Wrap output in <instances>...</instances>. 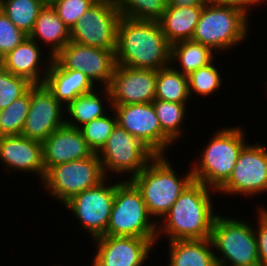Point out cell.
I'll list each match as a JSON object with an SVG mask.
<instances>
[{
  "instance_id": "8",
  "label": "cell",
  "mask_w": 267,
  "mask_h": 266,
  "mask_svg": "<svg viewBox=\"0 0 267 266\" xmlns=\"http://www.w3.org/2000/svg\"><path fill=\"white\" fill-rule=\"evenodd\" d=\"M105 179L98 154L93 153L87 158L51 167L41 184L54 200L65 204L74 195L98 186Z\"/></svg>"
},
{
  "instance_id": "37",
  "label": "cell",
  "mask_w": 267,
  "mask_h": 266,
  "mask_svg": "<svg viewBox=\"0 0 267 266\" xmlns=\"http://www.w3.org/2000/svg\"><path fill=\"white\" fill-rule=\"evenodd\" d=\"M258 226L254 228L260 266H267V209L257 206Z\"/></svg>"
},
{
  "instance_id": "4",
  "label": "cell",
  "mask_w": 267,
  "mask_h": 266,
  "mask_svg": "<svg viewBox=\"0 0 267 266\" xmlns=\"http://www.w3.org/2000/svg\"><path fill=\"white\" fill-rule=\"evenodd\" d=\"M244 133L241 126L217 130L191 167L194 181L218 191L231 176L240 151L248 143Z\"/></svg>"
},
{
  "instance_id": "26",
  "label": "cell",
  "mask_w": 267,
  "mask_h": 266,
  "mask_svg": "<svg viewBox=\"0 0 267 266\" xmlns=\"http://www.w3.org/2000/svg\"><path fill=\"white\" fill-rule=\"evenodd\" d=\"M214 55L211 48L199 42L193 40L179 41L170 47V65L182 74L189 75L191 72L212 63L215 60ZM176 62L178 66L180 64V68L176 67Z\"/></svg>"
},
{
  "instance_id": "20",
  "label": "cell",
  "mask_w": 267,
  "mask_h": 266,
  "mask_svg": "<svg viewBox=\"0 0 267 266\" xmlns=\"http://www.w3.org/2000/svg\"><path fill=\"white\" fill-rule=\"evenodd\" d=\"M41 51L38 43L27 37L0 60V65L14 75L27 78L33 84H42L45 82L53 58L47 55V60L43 61L44 55ZM41 60L46 65L44 63L42 65Z\"/></svg>"
},
{
  "instance_id": "27",
  "label": "cell",
  "mask_w": 267,
  "mask_h": 266,
  "mask_svg": "<svg viewBox=\"0 0 267 266\" xmlns=\"http://www.w3.org/2000/svg\"><path fill=\"white\" fill-rule=\"evenodd\" d=\"M155 99L188 103L190 98L188 76L171 65L157 71Z\"/></svg>"
},
{
  "instance_id": "40",
  "label": "cell",
  "mask_w": 267,
  "mask_h": 266,
  "mask_svg": "<svg viewBox=\"0 0 267 266\" xmlns=\"http://www.w3.org/2000/svg\"><path fill=\"white\" fill-rule=\"evenodd\" d=\"M45 4H52L55 0H43Z\"/></svg>"
},
{
  "instance_id": "16",
  "label": "cell",
  "mask_w": 267,
  "mask_h": 266,
  "mask_svg": "<svg viewBox=\"0 0 267 266\" xmlns=\"http://www.w3.org/2000/svg\"><path fill=\"white\" fill-rule=\"evenodd\" d=\"M96 247L92 266H144L157 239L131 236H100L93 239Z\"/></svg>"
},
{
  "instance_id": "11",
  "label": "cell",
  "mask_w": 267,
  "mask_h": 266,
  "mask_svg": "<svg viewBox=\"0 0 267 266\" xmlns=\"http://www.w3.org/2000/svg\"><path fill=\"white\" fill-rule=\"evenodd\" d=\"M107 179L98 186L74 195L63 205L72 212L92 240L105 234L111 215L116 182L112 184Z\"/></svg>"
},
{
  "instance_id": "18",
  "label": "cell",
  "mask_w": 267,
  "mask_h": 266,
  "mask_svg": "<svg viewBox=\"0 0 267 266\" xmlns=\"http://www.w3.org/2000/svg\"><path fill=\"white\" fill-rule=\"evenodd\" d=\"M0 164L4 170L12 172H31L40 177L41 183L45 177L42 143L24 137L22 134L0 136ZM14 170V171H12Z\"/></svg>"
},
{
  "instance_id": "10",
  "label": "cell",
  "mask_w": 267,
  "mask_h": 266,
  "mask_svg": "<svg viewBox=\"0 0 267 266\" xmlns=\"http://www.w3.org/2000/svg\"><path fill=\"white\" fill-rule=\"evenodd\" d=\"M121 13L112 0H98L70 29V41L115 51Z\"/></svg>"
},
{
  "instance_id": "6",
  "label": "cell",
  "mask_w": 267,
  "mask_h": 266,
  "mask_svg": "<svg viewBox=\"0 0 267 266\" xmlns=\"http://www.w3.org/2000/svg\"><path fill=\"white\" fill-rule=\"evenodd\" d=\"M248 18L239 9L206 2L191 40L217 53L232 50L249 35Z\"/></svg>"
},
{
  "instance_id": "33",
  "label": "cell",
  "mask_w": 267,
  "mask_h": 266,
  "mask_svg": "<svg viewBox=\"0 0 267 266\" xmlns=\"http://www.w3.org/2000/svg\"><path fill=\"white\" fill-rule=\"evenodd\" d=\"M112 112L110 116L106 114L101 118L91 120L79 128L93 153H98L101 150L117 124L116 115L113 110Z\"/></svg>"
},
{
  "instance_id": "34",
  "label": "cell",
  "mask_w": 267,
  "mask_h": 266,
  "mask_svg": "<svg viewBox=\"0 0 267 266\" xmlns=\"http://www.w3.org/2000/svg\"><path fill=\"white\" fill-rule=\"evenodd\" d=\"M32 85L27 78L14 75L0 65V110L23 96Z\"/></svg>"
},
{
  "instance_id": "28",
  "label": "cell",
  "mask_w": 267,
  "mask_h": 266,
  "mask_svg": "<svg viewBox=\"0 0 267 266\" xmlns=\"http://www.w3.org/2000/svg\"><path fill=\"white\" fill-rule=\"evenodd\" d=\"M44 6L43 0H0V9L28 36Z\"/></svg>"
},
{
  "instance_id": "22",
  "label": "cell",
  "mask_w": 267,
  "mask_h": 266,
  "mask_svg": "<svg viewBox=\"0 0 267 266\" xmlns=\"http://www.w3.org/2000/svg\"><path fill=\"white\" fill-rule=\"evenodd\" d=\"M28 37L37 43L42 40L46 47L48 45V53L53 58L70 42V28L64 24L51 4H45Z\"/></svg>"
},
{
  "instance_id": "23",
  "label": "cell",
  "mask_w": 267,
  "mask_h": 266,
  "mask_svg": "<svg viewBox=\"0 0 267 266\" xmlns=\"http://www.w3.org/2000/svg\"><path fill=\"white\" fill-rule=\"evenodd\" d=\"M204 6H167L159 20L167 42L172 45L179 41L191 40Z\"/></svg>"
},
{
  "instance_id": "12",
  "label": "cell",
  "mask_w": 267,
  "mask_h": 266,
  "mask_svg": "<svg viewBox=\"0 0 267 266\" xmlns=\"http://www.w3.org/2000/svg\"><path fill=\"white\" fill-rule=\"evenodd\" d=\"M252 197L267 192V147L247 143L239 153L233 172L217 193Z\"/></svg>"
},
{
  "instance_id": "9",
  "label": "cell",
  "mask_w": 267,
  "mask_h": 266,
  "mask_svg": "<svg viewBox=\"0 0 267 266\" xmlns=\"http://www.w3.org/2000/svg\"><path fill=\"white\" fill-rule=\"evenodd\" d=\"M97 154L106 178L114 175L113 173L117 174L118 177L127 174L128 176L125 178L123 175L122 180H131L155 156L144 143L118 124H116L105 145ZM109 172L112 175H109Z\"/></svg>"
},
{
  "instance_id": "3",
  "label": "cell",
  "mask_w": 267,
  "mask_h": 266,
  "mask_svg": "<svg viewBox=\"0 0 267 266\" xmlns=\"http://www.w3.org/2000/svg\"><path fill=\"white\" fill-rule=\"evenodd\" d=\"M168 159L167 155H155L130 180L141 192L147 211L156 222L166 215L180 194L194 181L192 169L179 177Z\"/></svg>"
},
{
  "instance_id": "31",
  "label": "cell",
  "mask_w": 267,
  "mask_h": 266,
  "mask_svg": "<svg viewBox=\"0 0 267 266\" xmlns=\"http://www.w3.org/2000/svg\"><path fill=\"white\" fill-rule=\"evenodd\" d=\"M121 16L139 20L159 21L167 0H112Z\"/></svg>"
},
{
  "instance_id": "39",
  "label": "cell",
  "mask_w": 267,
  "mask_h": 266,
  "mask_svg": "<svg viewBox=\"0 0 267 266\" xmlns=\"http://www.w3.org/2000/svg\"><path fill=\"white\" fill-rule=\"evenodd\" d=\"M206 0H167V6L175 7H193L204 6Z\"/></svg>"
},
{
  "instance_id": "21",
  "label": "cell",
  "mask_w": 267,
  "mask_h": 266,
  "mask_svg": "<svg viewBox=\"0 0 267 266\" xmlns=\"http://www.w3.org/2000/svg\"><path fill=\"white\" fill-rule=\"evenodd\" d=\"M44 84L64 107L79 95L93 91L96 87L81 71L63 69L53 59Z\"/></svg>"
},
{
  "instance_id": "1",
  "label": "cell",
  "mask_w": 267,
  "mask_h": 266,
  "mask_svg": "<svg viewBox=\"0 0 267 266\" xmlns=\"http://www.w3.org/2000/svg\"><path fill=\"white\" fill-rule=\"evenodd\" d=\"M170 47L159 21L121 16L117 27L116 65L158 71L170 65Z\"/></svg>"
},
{
  "instance_id": "17",
  "label": "cell",
  "mask_w": 267,
  "mask_h": 266,
  "mask_svg": "<svg viewBox=\"0 0 267 266\" xmlns=\"http://www.w3.org/2000/svg\"><path fill=\"white\" fill-rule=\"evenodd\" d=\"M157 70L116 65L108 87L112 105L152 103Z\"/></svg>"
},
{
  "instance_id": "25",
  "label": "cell",
  "mask_w": 267,
  "mask_h": 266,
  "mask_svg": "<svg viewBox=\"0 0 267 266\" xmlns=\"http://www.w3.org/2000/svg\"><path fill=\"white\" fill-rule=\"evenodd\" d=\"M103 89L101 92H103V95L107 98V100L99 95L101 92L99 93V91L97 92L96 89H94L93 91L79 95L70 102L65 107V114L69 115L67 118H71L68 120L65 118V125L79 129L91 120L98 119L106 114H109L105 111L107 110L105 107L107 106L112 108L111 95L108 88L103 87ZM102 98L108 103L105 104Z\"/></svg>"
},
{
  "instance_id": "14",
  "label": "cell",
  "mask_w": 267,
  "mask_h": 266,
  "mask_svg": "<svg viewBox=\"0 0 267 266\" xmlns=\"http://www.w3.org/2000/svg\"><path fill=\"white\" fill-rule=\"evenodd\" d=\"M53 60L63 69L81 71L91 82L108 88L116 66L115 51L70 41Z\"/></svg>"
},
{
  "instance_id": "24",
  "label": "cell",
  "mask_w": 267,
  "mask_h": 266,
  "mask_svg": "<svg viewBox=\"0 0 267 266\" xmlns=\"http://www.w3.org/2000/svg\"><path fill=\"white\" fill-rule=\"evenodd\" d=\"M169 243L167 266H217L210 238L173 240Z\"/></svg>"
},
{
  "instance_id": "13",
  "label": "cell",
  "mask_w": 267,
  "mask_h": 266,
  "mask_svg": "<svg viewBox=\"0 0 267 266\" xmlns=\"http://www.w3.org/2000/svg\"><path fill=\"white\" fill-rule=\"evenodd\" d=\"M117 124L155 155H165L174 142L162 131L152 103L112 105ZM168 148V149H166Z\"/></svg>"
},
{
  "instance_id": "38",
  "label": "cell",
  "mask_w": 267,
  "mask_h": 266,
  "mask_svg": "<svg viewBox=\"0 0 267 266\" xmlns=\"http://www.w3.org/2000/svg\"><path fill=\"white\" fill-rule=\"evenodd\" d=\"M265 1L267 0H206V2L213 5H224L239 9L248 17H250L248 14L252 6L260 5L262 2L265 3Z\"/></svg>"
},
{
  "instance_id": "29",
  "label": "cell",
  "mask_w": 267,
  "mask_h": 266,
  "mask_svg": "<svg viewBox=\"0 0 267 266\" xmlns=\"http://www.w3.org/2000/svg\"><path fill=\"white\" fill-rule=\"evenodd\" d=\"M152 104L162 131L176 143V141L183 135L182 132H184L182 130V123L184 122L183 120H185L188 111L186 106L187 103H175L155 99Z\"/></svg>"
},
{
  "instance_id": "19",
  "label": "cell",
  "mask_w": 267,
  "mask_h": 266,
  "mask_svg": "<svg viewBox=\"0 0 267 266\" xmlns=\"http://www.w3.org/2000/svg\"><path fill=\"white\" fill-rule=\"evenodd\" d=\"M46 172L53 166L87 158L93 154L78 128L64 125L42 143Z\"/></svg>"
},
{
  "instance_id": "7",
  "label": "cell",
  "mask_w": 267,
  "mask_h": 266,
  "mask_svg": "<svg viewBox=\"0 0 267 266\" xmlns=\"http://www.w3.org/2000/svg\"><path fill=\"white\" fill-rule=\"evenodd\" d=\"M118 182L109 223L103 236L157 239V222L149 215L141 192L130 180Z\"/></svg>"
},
{
  "instance_id": "35",
  "label": "cell",
  "mask_w": 267,
  "mask_h": 266,
  "mask_svg": "<svg viewBox=\"0 0 267 266\" xmlns=\"http://www.w3.org/2000/svg\"><path fill=\"white\" fill-rule=\"evenodd\" d=\"M98 0H55L51 6L70 29Z\"/></svg>"
},
{
  "instance_id": "5",
  "label": "cell",
  "mask_w": 267,
  "mask_h": 266,
  "mask_svg": "<svg viewBox=\"0 0 267 266\" xmlns=\"http://www.w3.org/2000/svg\"><path fill=\"white\" fill-rule=\"evenodd\" d=\"M220 215L217 212L210 237L217 266H260L253 224Z\"/></svg>"
},
{
  "instance_id": "36",
  "label": "cell",
  "mask_w": 267,
  "mask_h": 266,
  "mask_svg": "<svg viewBox=\"0 0 267 266\" xmlns=\"http://www.w3.org/2000/svg\"><path fill=\"white\" fill-rule=\"evenodd\" d=\"M27 37L0 9V60Z\"/></svg>"
},
{
  "instance_id": "2",
  "label": "cell",
  "mask_w": 267,
  "mask_h": 266,
  "mask_svg": "<svg viewBox=\"0 0 267 266\" xmlns=\"http://www.w3.org/2000/svg\"><path fill=\"white\" fill-rule=\"evenodd\" d=\"M210 192L216 194L217 191L193 181L161 222H157V242L160 235L167 237L168 241L210 238L217 215L213 211L215 208Z\"/></svg>"
},
{
  "instance_id": "32",
  "label": "cell",
  "mask_w": 267,
  "mask_h": 266,
  "mask_svg": "<svg viewBox=\"0 0 267 266\" xmlns=\"http://www.w3.org/2000/svg\"><path fill=\"white\" fill-rule=\"evenodd\" d=\"M187 76L190 97L193 93L208 97L218 91L222 85V75L213 62L191 72Z\"/></svg>"
},
{
  "instance_id": "15",
  "label": "cell",
  "mask_w": 267,
  "mask_h": 266,
  "mask_svg": "<svg viewBox=\"0 0 267 266\" xmlns=\"http://www.w3.org/2000/svg\"><path fill=\"white\" fill-rule=\"evenodd\" d=\"M65 107L44 84L30 87V108L22 130L28 139L43 143L56 129L65 125Z\"/></svg>"
},
{
  "instance_id": "30",
  "label": "cell",
  "mask_w": 267,
  "mask_h": 266,
  "mask_svg": "<svg viewBox=\"0 0 267 266\" xmlns=\"http://www.w3.org/2000/svg\"><path fill=\"white\" fill-rule=\"evenodd\" d=\"M30 108V88L5 109L0 110V136H13L22 133Z\"/></svg>"
}]
</instances>
